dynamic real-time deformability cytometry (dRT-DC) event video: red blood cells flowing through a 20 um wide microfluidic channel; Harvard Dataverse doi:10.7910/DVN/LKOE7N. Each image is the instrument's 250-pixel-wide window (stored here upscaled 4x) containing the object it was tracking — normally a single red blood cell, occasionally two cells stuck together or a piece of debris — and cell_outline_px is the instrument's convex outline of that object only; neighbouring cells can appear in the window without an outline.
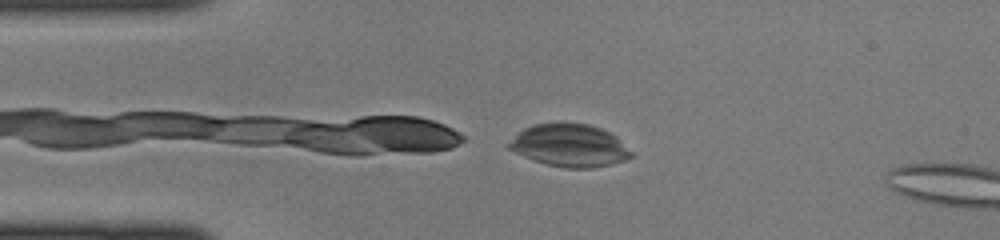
{"species": "common noctule bat (a hibernating species)", "species_latin": "Nyctalus noctula", "temperature_condition": "cold", "stored_images_in_passage": 2, "camera_frame_rate_fps": 3000, "um_per_image_px": 0.085, "animal": {"sex": "female", "body_mass_g": 22.0, "forearm_length_mm": 56.7}, "frame": {"image": 1, "passage_image": 2, "time_ms": 0.333, "image_size_px": [1000, 240], "cell_outline_px": [[632, 156], [624, 160], [612, 164], [592, 168], [564, 168], [548, 164], [524, 156], [508, 148], [504, 144], [524, 128], [536, 124], [588, 124], [600, 128], [616, 136], [632, 152]], "centroid_in_image_um": [48.41, 12.38], "position_along_channel_um": 36.6, "area_um2": 29.88}}